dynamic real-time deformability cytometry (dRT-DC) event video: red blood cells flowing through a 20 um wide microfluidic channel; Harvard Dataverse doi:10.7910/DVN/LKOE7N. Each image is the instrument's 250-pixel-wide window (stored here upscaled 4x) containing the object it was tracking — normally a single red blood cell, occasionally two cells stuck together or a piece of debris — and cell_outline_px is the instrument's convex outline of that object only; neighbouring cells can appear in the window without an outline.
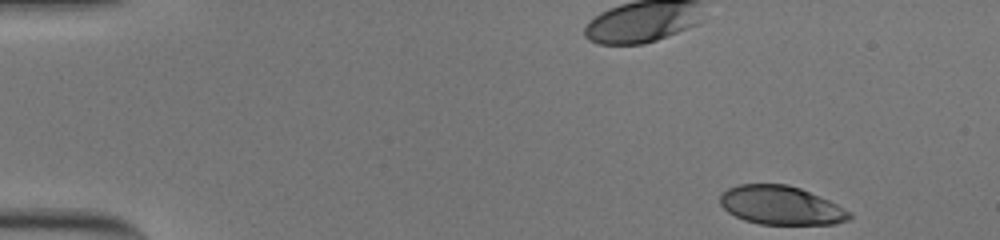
{"species": "human", "species_latin": "Homo sapiens", "temperature_condition": "cold", "stored_images_in_passage": 51, "camera_frame_rate_fps": 3000, "um_per_image_px": 0.085, "donor": {"sex": "male"}, "frame": {"image": 1, "passage_image": 1, "time_ms": 0.0, "image_size_px": [1000, 240], "cell_outline_px": [[852, 216], [848, 220], [836, 224], [760, 224], [744, 220], [728, 212], [720, 204], [720, 192], [728, 188], [740, 184], [788, 184], [800, 188], [828, 200], [852, 212]], "centroid_in_image_um": [66.37, 17.45], "position_along_channel_um": 18.6, "area_um2": 29.19}}
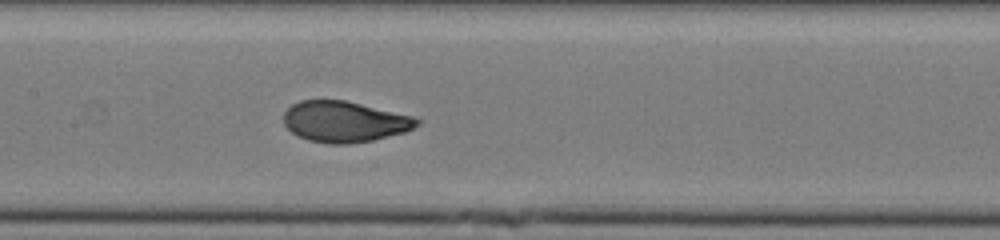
{"frame": {"image": 2, "passage_image": 24, "time_ms": 7.667, "image_size_px": [1000, 240], "cell_outline_px": [[420, 124], [404, 132], [372, 140], [348, 144], [328, 144], [308, 140], [296, 136], [284, 124], [284, 112], [292, 104], [300, 100], [344, 100], [412, 116], [420, 120]], "centroid_in_image_um": [29.24, 10.34], "position_along_channel_um": 178.2, "area_um2": 31.62}}
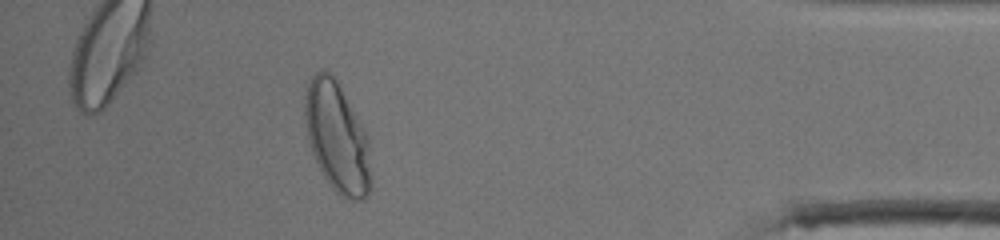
{"frame": {"image": 3, "passage_image": 46, "time_ms": 15.0, "image_size_px": [1000, 240], "cell_outline_px": [[372, 184], [368, 196], [364, 200], [348, 200], [340, 196], [328, 184], [312, 152], [308, 140], [304, 116], [304, 96], [308, 84], [312, 76], [316, 72], [324, 68], [336, 80], [364, 132], [368, 140], [372, 176]], "centroid_in_image_um": [28.65, 11.75], "position_along_channel_um": 406.6, "area_um2": 42.14}, "authors_computed_cell_mechanics": {"area_um2": 32.1946, "velocity_mm_per_s": 3.6796, "shape_relaxation_time_tau1_ms": 3.2463, "shape_relaxation_time_tau2_ms": null, "deformation_change_tau1": 0.1926, "deformation_change_tau2": null}}